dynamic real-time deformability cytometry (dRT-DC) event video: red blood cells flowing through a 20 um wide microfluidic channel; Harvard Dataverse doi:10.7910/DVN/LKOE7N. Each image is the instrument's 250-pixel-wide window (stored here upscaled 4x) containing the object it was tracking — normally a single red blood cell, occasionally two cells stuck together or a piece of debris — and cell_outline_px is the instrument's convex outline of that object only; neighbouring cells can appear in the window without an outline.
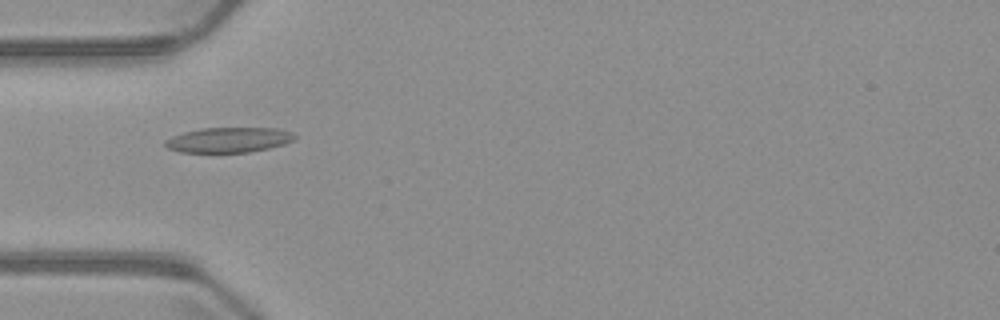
{"species": "common noctule bat (a hibernating species)", "species_latin": "Nyctalus noctula", "temperature_condition": "warm", "stored_images_in_passage": 3, "camera_frame_rate_fps": 3000, "um_per_image_px": 0.085, "animal": {"sex": "male", "body_mass_g": 23.1, "forearm_length_mm": 52.7}, "frame": {"image": 1, "passage_image": 1, "time_ms": 0.0, "image_size_px": [1000, 320], "cell_outline_px": [[296, 136], [292, 140], [284, 144], [268, 148], [248, 152], [180, 152], [168, 148], [164, 144], [164, 140], [172, 136], [184, 132], [200, 128], [276, 128], [292, 132]], "centroid_in_image_um": [19.41, 11.88], "position_along_channel_um": 65.6, "area_um2": 18.84}}
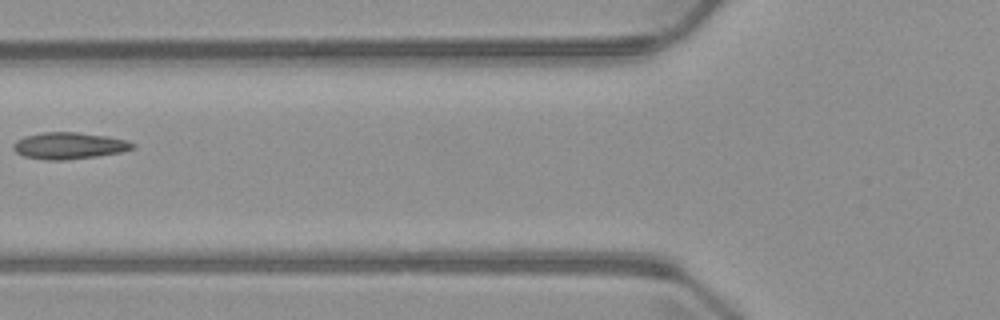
{"frame": {"image": 2, "passage_image": 2, "time_ms": 1.333, "image_size_px": [1000, 320], "cell_outline_px": [[136, 148], [120, 152], [96, 156], [64, 160], [44, 160], [24, 156], [16, 152], [12, 148], [12, 144], [16, 140], [24, 136], [44, 132], [76, 132], [108, 136], [128, 140], [136, 144]], "centroid_in_image_um": [5.88, 12.38], "position_along_channel_um": 119.9, "area_um2": 18.67}}
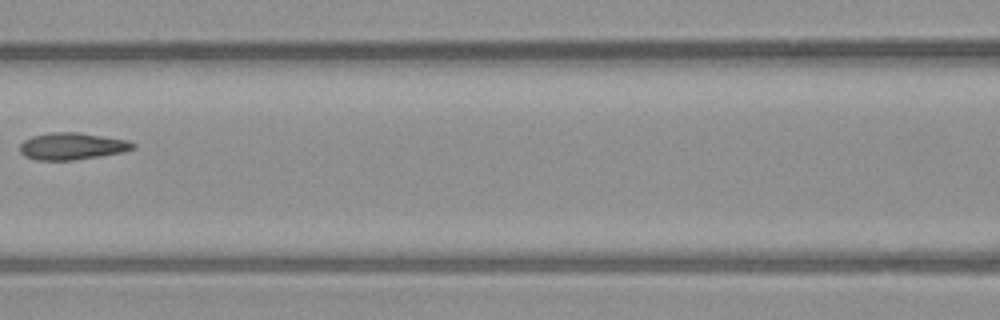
{"frame": {"image": 3, "passage_image": 3, "time_ms": 2.333, "image_size_px": [1000, 320], "cell_outline_px": [[136, 148], [124, 152], [100, 156], [72, 160], [36, 160], [24, 156], [20, 152], [20, 144], [24, 140], [32, 136], [52, 132], [80, 132], [128, 140], [136, 144]], "centroid_in_image_um": [6.14, 12.42], "position_along_channel_um": 160.5, "area_um2": 17.92}}